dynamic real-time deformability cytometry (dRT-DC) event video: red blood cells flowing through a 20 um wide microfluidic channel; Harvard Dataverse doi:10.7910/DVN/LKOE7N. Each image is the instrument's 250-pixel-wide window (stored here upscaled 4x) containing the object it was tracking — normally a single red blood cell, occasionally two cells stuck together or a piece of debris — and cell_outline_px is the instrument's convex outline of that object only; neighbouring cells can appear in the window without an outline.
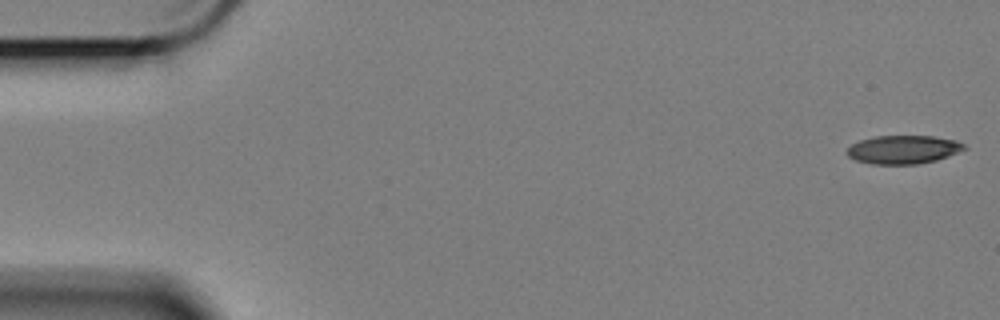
{"species": "Egyptian fruit bat (a non-hibernating species)", "species_latin": "Rousettus aegyptiacus", "temperature_condition": "cold", "stored_images_in_passage": 53, "camera_frame_rate_fps": 3000, "um_per_image_px": 0.085, "animal": {"sex": "female"}, "frame": {"image": 1, "passage_image": 1, "time_ms": 0.0, "image_size_px": [1000, 320], "cell_outline_px": [[968, 148], [948, 156], [936, 160], [916, 164], [872, 164], [856, 160], [848, 156], [844, 152], [852, 144], [860, 140], [876, 136], [932, 136], [956, 140], [964, 144]], "centroid_in_image_um": [76.77, 12.71], "position_along_channel_um": 8.2, "area_um2": 19.42}}
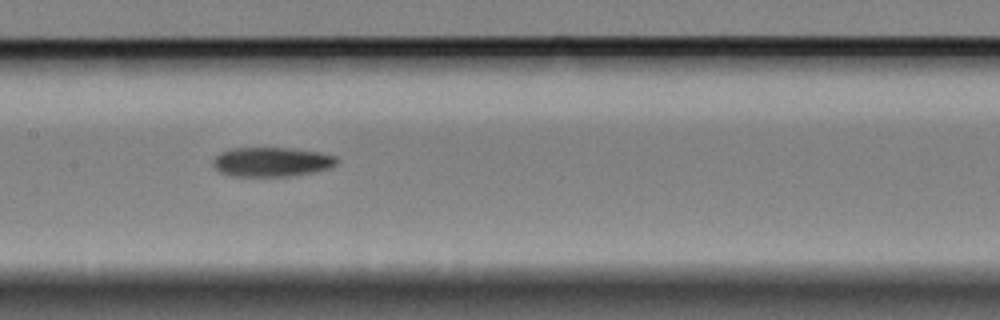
{"frame": {"image": 2, "passage_image": 28, "time_ms": 9.0, "image_size_px": [1000, 320], "cell_outline_px": [[340, 160], [336, 164], [328, 168], [312, 172], [288, 176], [236, 176], [220, 172], [212, 164], [212, 160], [220, 152], [232, 148], [288, 148], [320, 152], [336, 156]], "centroid_in_image_um": [23.09, 13.75], "position_along_channel_um": 184.3, "area_um2": 21.1}}
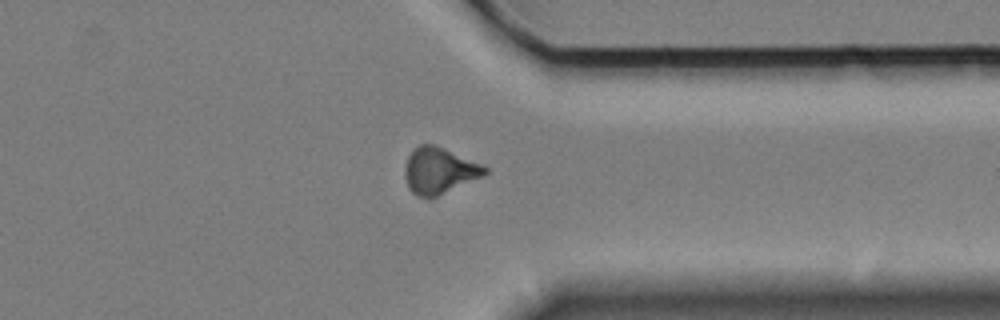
{"frame": {"image": 3, "passage_image": 45, "time_ms": 14.667, "image_size_px": [1000, 320], "cell_outline_px": [[488, 172], [484, 176], [436, 196], [416, 196], [408, 188], [404, 176], [404, 168], [408, 156], [420, 144], [432, 144], [444, 148], [484, 164], [488, 168]], "centroid_in_image_um": [37.35, 14.49], "position_along_channel_um": 374.0, "area_um2": 21.5}}